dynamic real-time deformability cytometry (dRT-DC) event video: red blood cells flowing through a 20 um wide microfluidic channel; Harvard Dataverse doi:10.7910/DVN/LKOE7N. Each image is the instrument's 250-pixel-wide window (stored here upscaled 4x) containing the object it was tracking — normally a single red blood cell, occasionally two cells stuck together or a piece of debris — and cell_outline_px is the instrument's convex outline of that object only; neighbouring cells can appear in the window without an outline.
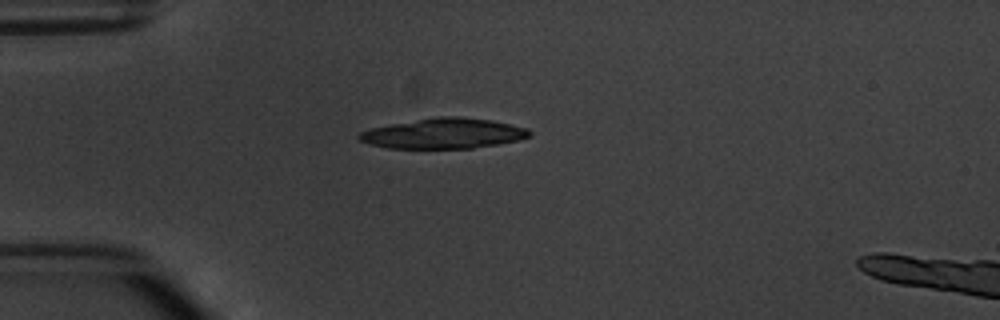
{"species": "common noctule bat (a hibernating species)", "species_latin": "Nyctalus noctula", "temperature_condition": "warm", "stored_images_in_passage": 5, "camera_frame_rate_fps": 3000, "um_per_image_px": 0.085, "animal": {"sex": "male", "body_mass_g": 20.1, "forearm_length_mm": 53.5}, "frame": {"image": 1, "passage_image": 4, "time_ms": 3.333, "image_size_px": [1000, 320], "cell_outline_px": [[532, 136], [520, 140], [472, 148], [388, 148], [372, 144], [360, 140], [356, 136], [360, 132], [372, 128], [392, 124], [436, 116], [456, 116], [492, 120], [528, 128], [532, 132]], "centroid_in_image_um": [37.76, 11.34], "position_along_channel_um": 47.2, "area_um2": 29.94}}